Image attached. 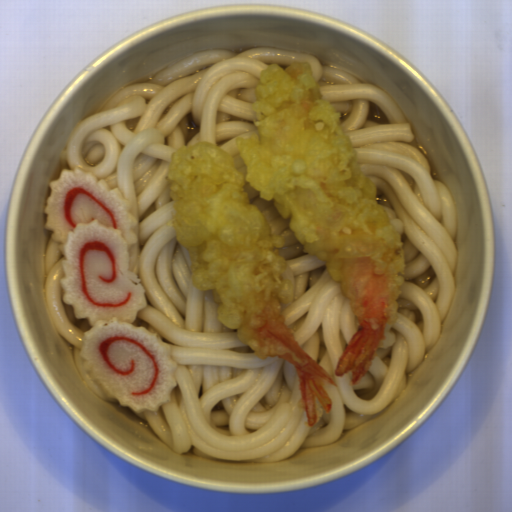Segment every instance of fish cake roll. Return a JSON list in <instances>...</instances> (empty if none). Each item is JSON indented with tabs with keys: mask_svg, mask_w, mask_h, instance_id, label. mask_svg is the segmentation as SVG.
<instances>
[{
	"mask_svg": "<svg viewBox=\"0 0 512 512\" xmlns=\"http://www.w3.org/2000/svg\"><path fill=\"white\" fill-rule=\"evenodd\" d=\"M43 214L64 256L62 300L87 319L79 356L88 376L120 405L157 411L176 385L170 346L133 322L147 306L130 265L136 222L118 188L83 169H62L49 181Z\"/></svg>",
	"mask_w": 512,
	"mask_h": 512,
	"instance_id": "obj_1",
	"label": "fish cake roll"
}]
</instances>
